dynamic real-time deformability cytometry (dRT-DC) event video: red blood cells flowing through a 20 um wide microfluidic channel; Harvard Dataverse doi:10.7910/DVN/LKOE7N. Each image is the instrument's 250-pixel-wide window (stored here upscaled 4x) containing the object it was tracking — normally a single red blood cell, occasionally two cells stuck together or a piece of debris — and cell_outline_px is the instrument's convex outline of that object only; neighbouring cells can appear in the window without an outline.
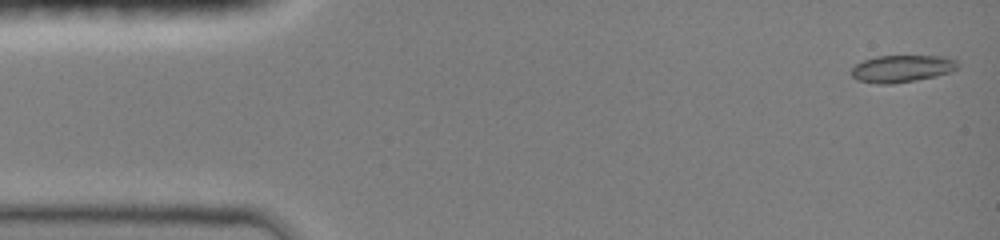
{"species": "common noctule bat (a hibernating species)", "species_latin": "Nyctalus noctula", "temperature_condition": "room temperature", "stored_images_in_passage": 47, "camera_frame_rate_fps": 3000, "um_per_image_px": 0.085, "animal": {"sex": "female", "body_mass_g": 19.0, "forearm_length_mm": 51.5}, "frame": {"image": 1, "passage_image": 1, "time_ms": 0.0, "image_size_px": [1000, 240], "cell_outline_px": [[960, 64], [956, 68], [948, 72], [936, 76], [916, 80], [892, 84], [876, 84], [856, 80], [848, 72], [856, 64], [864, 60], [876, 56], [940, 56], [956, 60]], "centroid_in_image_um": [76.6, 5.84], "position_along_channel_um": 8.4, "area_um2": 16.88}}
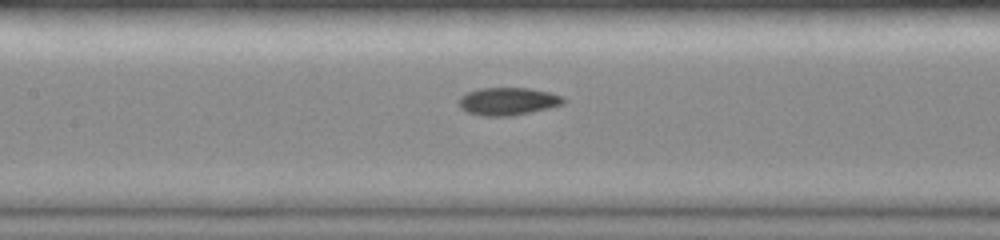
{"frame": {"image": 2, "passage_image": 21, "time_ms": 6.667, "image_size_px": [1000, 240], "cell_outline_px": [[568, 100], [564, 104], [548, 108], [512, 116], [480, 116], [468, 112], [460, 108], [460, 96], [468, 92], [480, 88], [528, 88], [548, 92], [560, 96]], "centroid_in_image_um": [43.18, 8.62], "position_along_channel_um": 164.2, "area_um2": 16.82}}
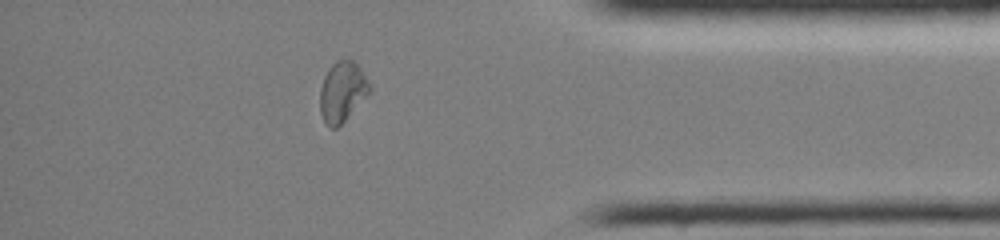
{"frame": {"image": 3, "passage_image": 40, "time_ms": 13.0, "image_size_px": [1000, 240], "cell_outline_px": [[372, 88], [344, 120], [336, 128], [332, 128], [324, 120], [320, 112], [320, 88], [324, 76], [332, 64], [336, 60], [352, 60], [360, 68]], "centroid_in_image_um": [29.07, 7.76], "position_along_channel_um": 406.1, "area_um2": 16.82}, "authors_computed_cell_mechanics": {"area_um2": 16.8198, "velocity_mm_per_s": 4.0512, "shape_relaxation_time_tau1_ms": null, "shape_relaxation_time_tau2_ms": 2.1604, "deformation_change_tau1": null, "deformation_change_tau2": 0.0584}}